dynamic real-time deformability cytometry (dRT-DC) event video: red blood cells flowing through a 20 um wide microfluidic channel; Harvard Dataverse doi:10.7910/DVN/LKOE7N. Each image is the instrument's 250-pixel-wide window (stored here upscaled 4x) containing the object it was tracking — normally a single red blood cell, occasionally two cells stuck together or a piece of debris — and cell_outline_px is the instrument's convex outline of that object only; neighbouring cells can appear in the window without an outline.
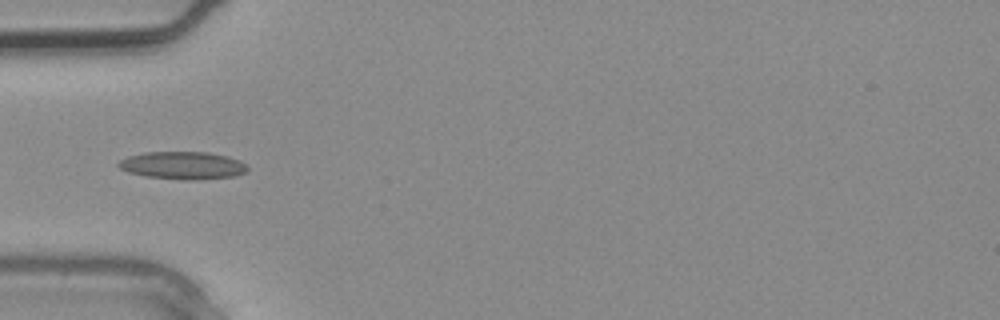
{"species": "common noctule bat (a hibernating species)", "species_latin": "Nyctalus noctula", "temperature_condition": "warm", "stored_images_in_passage": 4, "camera_frame_rate_fps": 3000, "um_per_image_px": 0.085, "animal": {"sex": "male", "body_mass_g": 20.4}, "frame": {"image": 1, "passage_image": 4, "time_ms": 1.0, "image_size_px": [1000, 320], "cell_outline_px": [[248, 172], [236, 176], [196, 180], [180, 180], [144, 176], [128, 172], [120, 168], [116, 164], [120, 160], [128, 156], [144, 152], [208, 152], [228, 156], [240, 160], [248, 164]], "centroid_in_image_um": [15.57, 14.06], "position_along_channel_um": 69.4, "area_um2": 21.15}}